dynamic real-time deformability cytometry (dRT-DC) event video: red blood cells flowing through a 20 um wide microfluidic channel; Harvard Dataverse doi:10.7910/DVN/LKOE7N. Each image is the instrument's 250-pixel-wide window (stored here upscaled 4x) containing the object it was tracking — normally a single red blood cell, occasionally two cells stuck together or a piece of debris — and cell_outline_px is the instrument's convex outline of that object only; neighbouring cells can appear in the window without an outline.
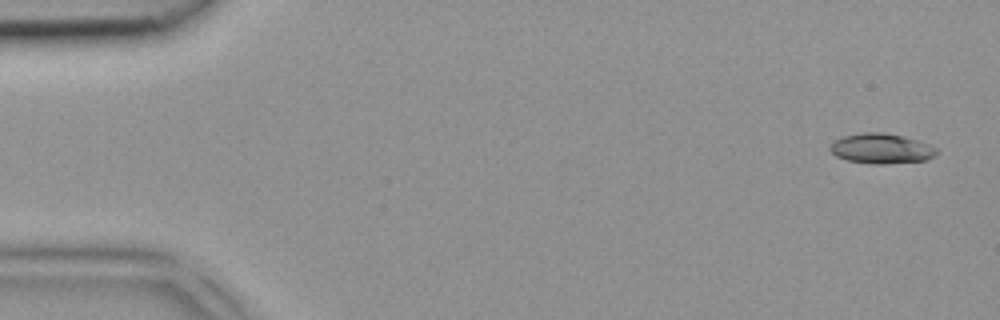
{"species": "common noctule bat (a hibernating species)", "species_latin": "Nyctalus noctula", "temperature_condition": "room temperature", "stored_images_in_passage": 4, "camera_frame_rate_fps": 3000, "um_per_image_px": 0.085, "animal": {"sex": "female", "body_mass_g": 18.4}, "frame": {"image": 1, "passage_image": 1, "time_ms": 0.0, "image_size_px": [1000, 320], "cell_outline_px": [[940, 152], [936, 156], [928, 160], [884, 164], [876, 164], [848, 160], [836, 156], [828, 148], [836, 140], [844, 136], [864, 132], [880, 132], [904, 136], [928, 144], [936, 148]], "centroid_in_image_um": [74.96, 12.63], "position_along_channel_um": 10.0, "area_um2": 18.61}}
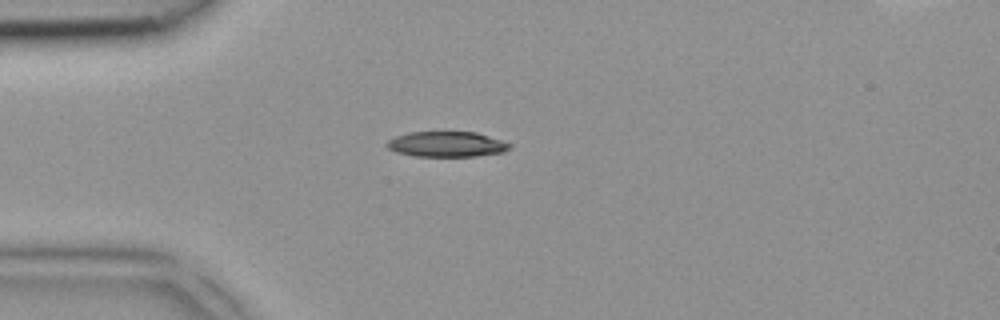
{"frame": {"image": 2, "passage_image": 4, "time_ms": 1.0, "image_size_px": [1000, 320], "cell_outline_px": [[512, 148], [504, 152], [476, 156], [416, 156], [396, 152], [388, 148], [384, 144], [388, 140], [396, 136], [408, 132], [476, 132], [512, 144]], "centroid_in_image_um": [37.97, 12.26], "position_along_channel_um": 47.0, "area_um2": 18.15}}